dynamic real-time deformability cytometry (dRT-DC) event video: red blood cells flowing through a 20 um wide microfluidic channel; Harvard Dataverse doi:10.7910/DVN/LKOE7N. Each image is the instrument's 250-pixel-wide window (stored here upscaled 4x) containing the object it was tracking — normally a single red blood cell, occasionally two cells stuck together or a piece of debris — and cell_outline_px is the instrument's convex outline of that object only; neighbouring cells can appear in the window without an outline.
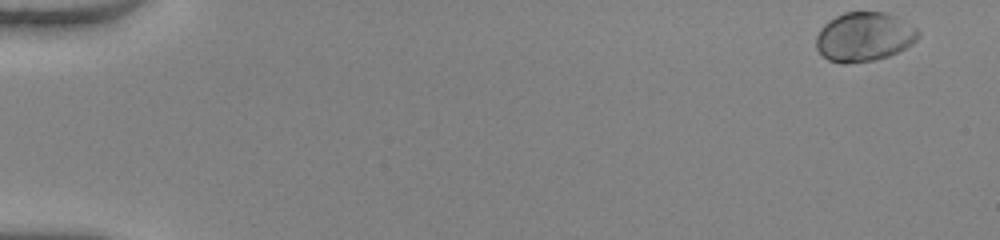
{"species": "human", "species_latin": "Homo sapiens", "temperature_condition": "warm", "stored_images_in_passage": 50, "camera_frame_rate_fps": 3000, "um_per_image_px": 0.085, "donor": {"sex": "female"}, "frame": {"image": 1, "passage_image": 1, "time_ms": 0.0, "image_size_px": [1000, 240], "cell_outline_px": [[920, 36], [912, 44], [888, 56], [876, 60], [844, 64], [828, 60], [816, 48], [816, 36], [820, 28], [824, 24], [836, 16], [844, 12], [884, 12], [896, 16], [904, 20], [916, 28], [920, 32]], "centroid_in_image_um": [73.45, 3.13], "position_along_channel_um": 11.6, "area_um2": 29.3}}
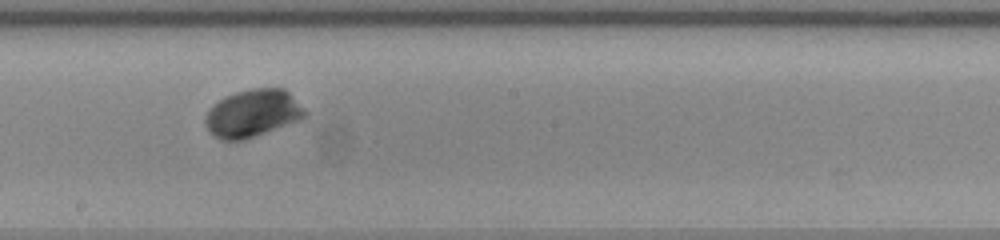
{"frame": {"image": 2, "passage_image": 29, "time_ms": 9.333, "image_size_px": [1000, 240], "cell_outline_px": [[308, 116], [300, 120], [244, 140], [220, 140], [208, 132], [204, 124], [204, 116], [212, 104], [224, 96], [236, 92], [252, 88], [284, 88], [308, 112]], "centroid_in_image_um": [21.44, 9.64], "position_along_channel_um": 226.8, "area_um2": 27.92}}
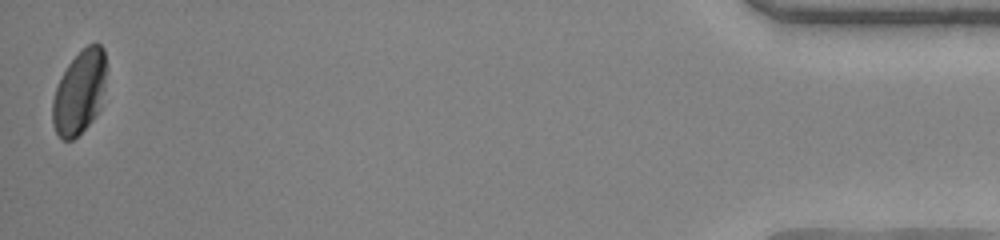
{"frame": {"image": 3, "passage_image": 50, "time_ms": 16.333, "image_size_px": [1000, 240], "cell_outline_px": [[104, 88], [100, 108], [92, 120], [72, 140], [60, 140], [52, 124], [52, 100], [56, 88], [68, 64], [88, 44], [100, 44], [104, 48]], "centroid_in_image_um": [6.72, 7.88], "position_along_channel_um": 428.5, "area_um2": 25.72}, "authors_computed_cell_mechanics": {"area_um2": 27.3394, "velocity_mm_per_s": 4.055, "shape_relaxation_time_tau1_ms": 1.5761, "shape_relaxation_time_tau2_ms": null, "deformation_change_tau1": 0.1474, "deformation_change_tau2": null}}